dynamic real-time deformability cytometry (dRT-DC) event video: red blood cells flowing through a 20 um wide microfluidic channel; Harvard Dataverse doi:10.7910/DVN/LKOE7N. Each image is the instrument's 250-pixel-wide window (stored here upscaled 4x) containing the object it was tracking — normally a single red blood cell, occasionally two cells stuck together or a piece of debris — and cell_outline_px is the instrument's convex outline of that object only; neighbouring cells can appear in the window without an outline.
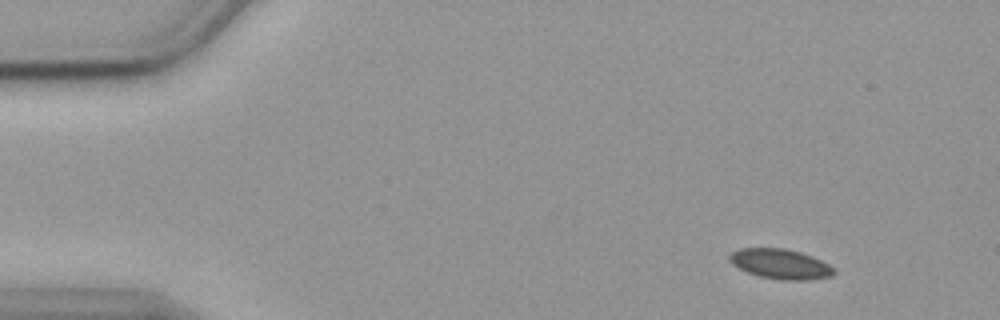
{"species": "common noctule bat (a hibernating species)", "species_latin": "Nyctalus noctula", "temperature_condition": "cold", "stored_images_in_passage": 51, "camera_frame_rate_fps": 3000, "um_per_image_px": 0.085, "animal": {"sex": "female", "body_mass_g": 19.9}, "frame": {"image": 1, "passage_image": 1, "time_ms": 0.0, "image_size_px": [1000, 320], "cell_outline_px": [[836, 272], [832, 276], [808, 280], [784, 280], [760, 276], [748, 272], [732, 264], [728, 260], [728, 256], [732, 252], [740, 248], [784, 248], [800, 252], [812, 256], [828, 264]], "centroid_in_image_um": [66.33, 22.43], "position_along_channel_um": 18.7, "area_um2": 18.09}}
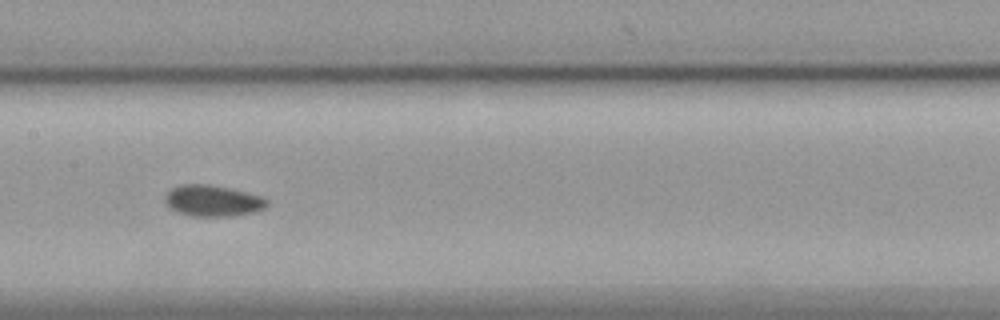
{"frame": {"image": 2, "passage_image": 23, "time_ms": 7.333, "image_size_px": [1000, 320], "cell_outline_px": [[268, 204], [264, 208], [256, 212], [232, 216], [192, 216], [176, 212], [164, 204], [164, 196], [172, 188], [180, 184], [208, 184], [228, 188], [260, 196], [268, 200]], "centroid_in_image_um": [18.04, 17.07], "position_along_channel_um": 189.4, "area_um2": 18.61}}
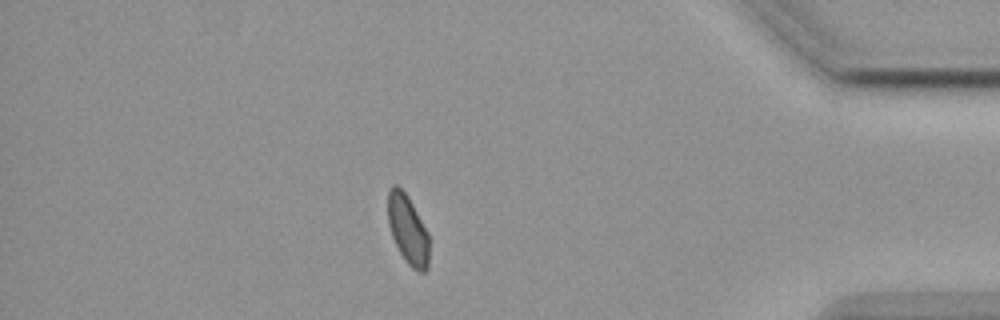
{"frame": {"image": 3, "passage_image": 44, "time_ms": 14.333, "image_size_px": [1000, 320], "cell_outline_px": [[428, 268], [424, 272], [416, 272], [404, 260], [392, 236], [388, 224], [388, 192], [392, 184], [396, 184], [408, 196], [428, 232]], "centroid_in_image_um": [34.66, 19.52], "position_along_channel_um": 400.5, "area_um2": 16.59}, "authors_computed_cell_mechanics": {"area_um2": 18.0914, "velocity_mm_per_s": 3.5638, "shape_relaxation_time_tau1_ms": null, "shape_relaxation_time_tau2_ms": 6.4432, "deformation_change_tau1": null, "deformation_change_tau2": 0.0843}}